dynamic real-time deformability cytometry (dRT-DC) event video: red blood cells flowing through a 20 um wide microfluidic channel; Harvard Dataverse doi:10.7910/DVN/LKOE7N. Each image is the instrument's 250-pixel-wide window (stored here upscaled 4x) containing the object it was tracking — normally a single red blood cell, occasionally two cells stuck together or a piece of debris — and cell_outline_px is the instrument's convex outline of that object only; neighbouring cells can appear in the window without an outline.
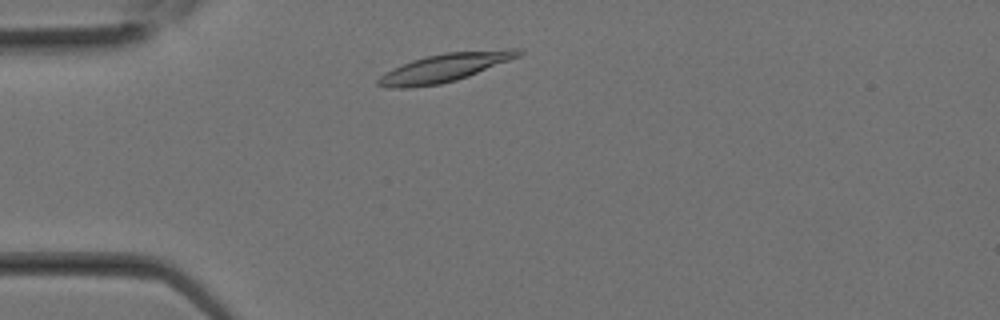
{"species": "Egyptian fruit bat (a non-hibernating species)", "species_latin": "Rousettus aegyptiacus", "temperature_condition": "room temperature", "stored_images_in_passage": 5, "camera_frame_rate_fps": 3000, "um_per_image_px": 0.085, "animal": {"sex": "female"}, "frame": {"image": 1, "passage_image": 2, "time_ms": 0.333, "image_size_px": [1000, 320], "cell_outline_px": [[524, 52], [520, 56], [468, 76], [456, 80], [440, 84], [412, 88], [388, 88], [376, 84], [376, 80], [384, 72], [392, 68], [412, 60], [424, 56], [444, 52], [508, 48], [520, 48]], "centroid_in_image_um": [37.79, 5.74], "position_along_channel_um": 47.2, "area_um2": 23.47}}
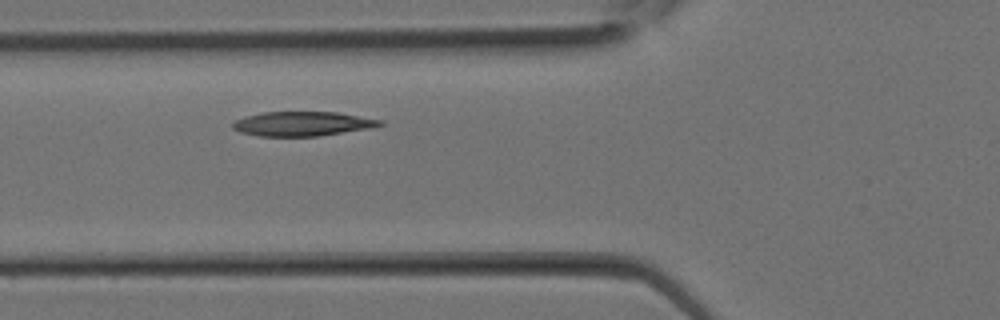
{"frame": {"image": 2, "passage_image": 5, "time_ms": 1.333, "image_size_px": [1000, 320], "cell_outline_px": [[384, 124], [376, 128], [320, 136], [260, 136], [240, 132], [232, 128], [232, 124], [236, 120], [244, 116], [264, 112], [336, 112], [384, 120]], "centroid_in_image_um": [25.78, 10.52], "position_along_channel_um": 100.0, "area_um2": 21.21}}